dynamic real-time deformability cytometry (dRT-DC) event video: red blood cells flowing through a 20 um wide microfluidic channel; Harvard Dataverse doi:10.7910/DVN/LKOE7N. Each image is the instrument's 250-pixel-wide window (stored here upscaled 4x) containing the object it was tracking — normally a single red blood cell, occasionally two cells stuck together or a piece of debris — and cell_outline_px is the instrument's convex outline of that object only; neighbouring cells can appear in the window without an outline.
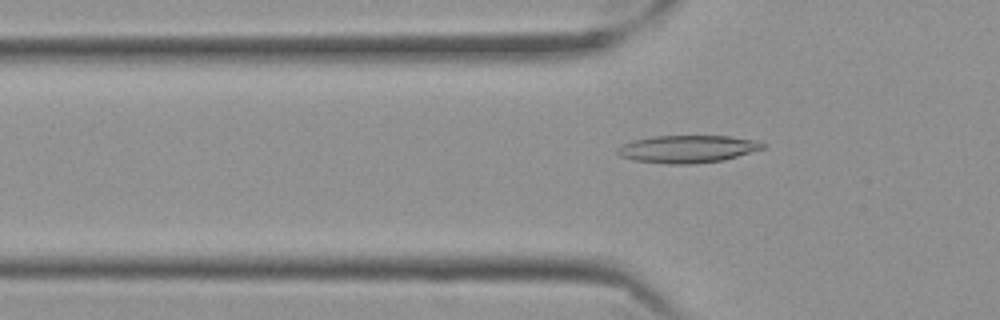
{"species": "Egyptian fruit bat (a non-hibernating species)", "species_latin": "Rousettus aegyptiacus", "temperature_condition": "cold", "stored_images_in_passage": 57, "camera_frame_rate_fps": 3000, "um_per_image_px": 0.085, "frame": {"image": 1, "passage_image": 19, "time_ms": 6.0, "image_size_px": [1000, 320], "cell_outline_px": [[768, 144], [764, 148], [724, 160], [692, 164], [668, 164], [636, 160], [620, 156], [616, 152], [616, 148], [632, 140], [656, 136], [728, 136], [752, 140]], "centroid_in_image_um": [58.43, 12.66], "position_along_channel_um": 67.4, "area_um2": 23.12}}
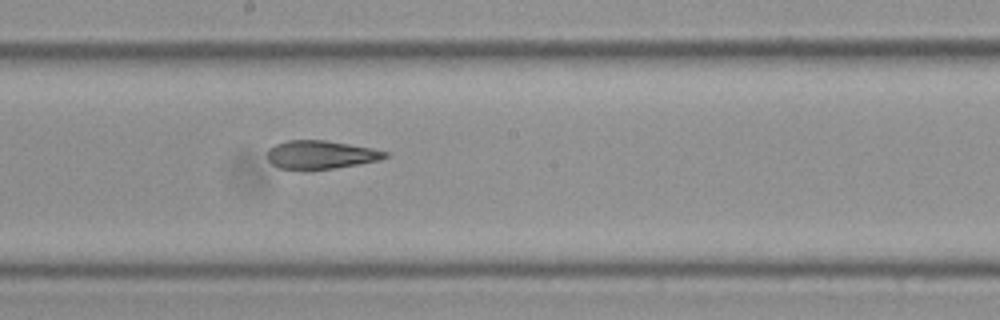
{"frame": {"image": 2, "passage_image": 32, "time_ms": 10.333, "image_size_px": [1000, 320], "cell_outline_px": [[388, 156], [380, 160], [332, 168], [280, 168], [272, 164], [268, 160], [268, 148], [276, 144], [288, 140], [324, 140], [372, 148], [388, 152]], "centroid_in_image_um": [27.26, 13.12], "position_along_channel_um": 220.9, "area_um2": 18.96}}
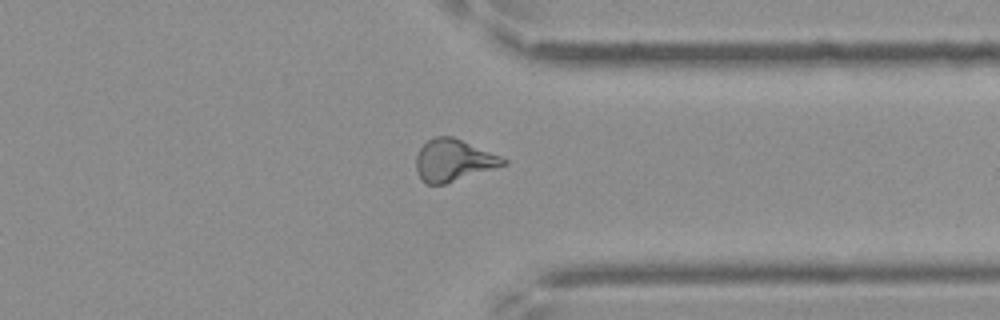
{"frame": {"image": 3, "passage_image": 45, "time_ms": 14.667, "image_size_px": [1000, 320], "cell_outline_px": [[508, 164], [444, 184], [428, 184], [420, 176], [416, 168], [416, 156], [420, 148], [428, 140], [436, 136], [452, 136], [500, 156], [508, 160]], "centroid_in_image_um": [38.55, 13.62], "position_along_channel_um": 372.9, "area_um2": 20.92}, "authors_computed_cell_mechanics": {"area_um2": 21.386, "velocity_mm_per_s": 3.5421, "shape_relaxation_time_tau1_ms": null, "shape_relaxation_time_tau2_ms": 3.4358, "deformation_change_tau1": null, "deformation_change_tau2": 0.1263}}